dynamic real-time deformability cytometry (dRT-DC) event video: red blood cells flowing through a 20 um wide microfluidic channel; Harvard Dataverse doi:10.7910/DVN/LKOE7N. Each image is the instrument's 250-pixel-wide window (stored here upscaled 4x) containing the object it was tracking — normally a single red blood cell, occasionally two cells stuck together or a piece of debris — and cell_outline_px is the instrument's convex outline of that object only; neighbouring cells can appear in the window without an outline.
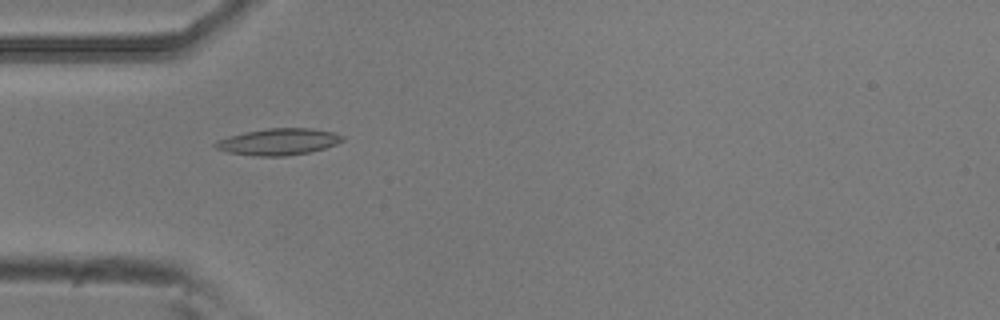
{"species": "common noctule bat (a hibernating species)", "species_latin": "Nyctalus noctula", "temperature_condition": "room temperature", "stored_images_in_passage": 49, "camera_frame_rate_fps": 3000, "um_per_image_px": 0.085, "animal": {"sex": "male", "body_mass_g": 20.5, "forearm_length_mm": 52.5}, "frame": {"image": 1, "passage_image": 12, "time_ms": 3.667, "image_size_px": [1000, 320], "cell_outline_px": [[344, 140], [336, 144], [324, 148], [308, 152], [284, 156], [256, 156], [228, 152], [216, 148], [212, 144], [216, 140], [228, 136], [244, 132], [268, 128], [312, 128], [332, 132], [344, 136]], "centroid_in_image_um": [23.64, 12.04], "position_along_channel_um": 61.4, "area_um2": 19.65}}
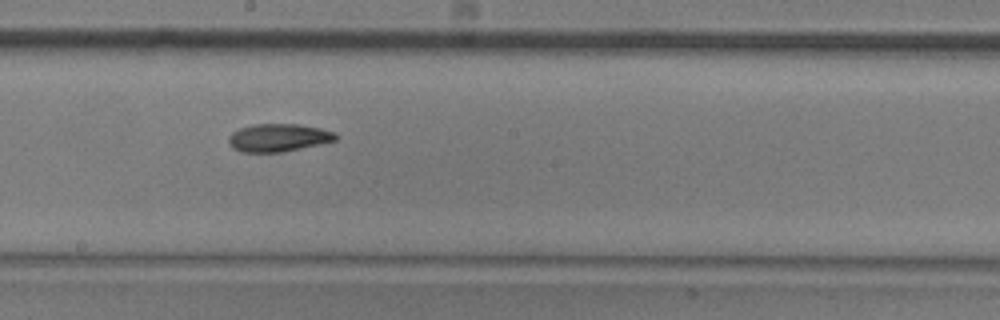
{"frame": {"image": 2, "passage_image": 25, "time_ms": 8.0, "image_size_px": [1000, 320], "cell_outline_px": [[340, 136], [336, 140], [300, 148], [280, 152], [240, 152], [232, 148], [228, 144], [228, 136], [232, 132], [240, 128], [252, 124], [296, 124], [320, 128], [336, 132]], "centroid_in_image_um": [23.64, 11.7], "position_along_channel_um": 224.6, "area_um2": 17.46}}
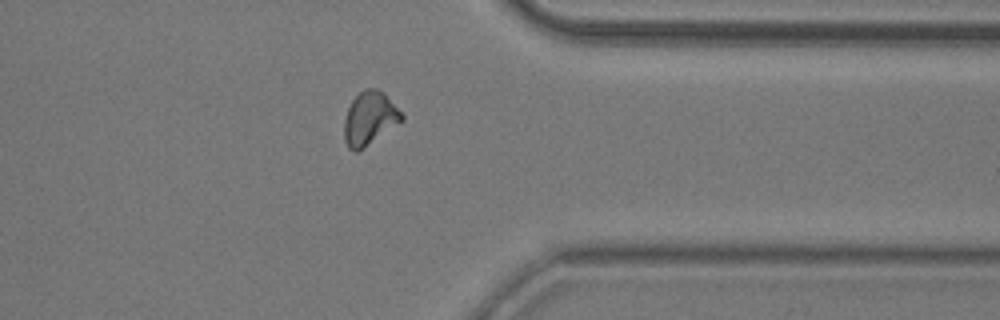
{"frame": {"image": 3, "passage_image": 38, "time_ms": 12.333, "image_size_px": [1000, 320], "cell_outline_px": [[404, 120], [364, 148], [356, 152], [348, 148], [344, 140], [344, 120], [348, 108], [352, 100], [364, 88], [376, 88], [384, 92], [404, 116]], "centroid_in_image_um": [31.41, 10.07], "position_along_channel_um": 380.0, "area_um2": 17.92}, "authors_computed_cell_mechanics": {"area_um2": 17.5134, "velocity_mm_per_s": 3.7805, "shape_relaxation_time_tau1_ms": null, "shape_relaxation_time_tau2_ms": 6.3619, "deformation_change_tau1": null, "deformation_change_tau2": 0.1377}}